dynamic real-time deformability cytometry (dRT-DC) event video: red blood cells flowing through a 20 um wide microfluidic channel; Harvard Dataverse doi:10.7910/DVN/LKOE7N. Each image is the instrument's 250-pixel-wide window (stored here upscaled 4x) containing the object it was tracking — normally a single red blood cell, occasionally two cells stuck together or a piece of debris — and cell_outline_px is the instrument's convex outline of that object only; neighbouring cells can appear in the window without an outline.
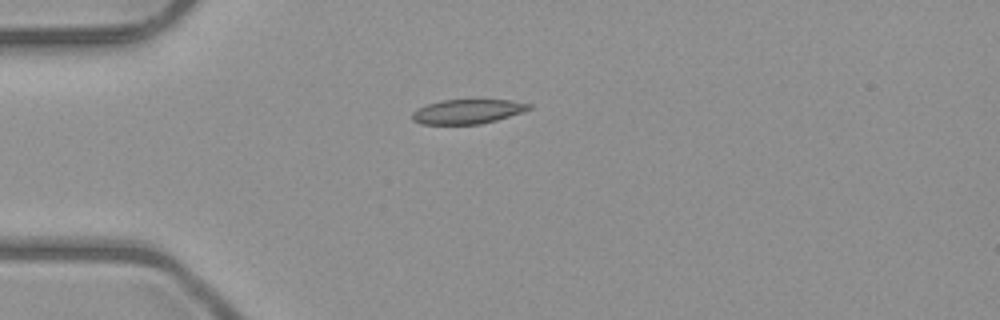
{"species": "common noctule bat (a hibernating species)", "species_latin": "Nyctalus noctula", "temperature_condition": "room temperature", "stored_images_in_passage": 5, "camera_frame_rate_fps": 3000, "um_per_image_px": 0.085, "animal": {"sex": "male", "body_mass_g": 23.1, "forearm_length_mm": 52.7}, "frame": {"image": 1, "passage_image": 2, "time_ms": 2.0, "image_size_px": [1000, 320], "cell_outline_px": [[532, 108], [524, 112], [496, 120], [480, 124], [420, 124], [412, 120], [412, 112], [428, 104], [444, 100], [508, 100], [532, 104]], "centroid_in_image_um": [39.77, 9.48], "position_along_channel_um": 45.2, "area_um2": 16.53}}
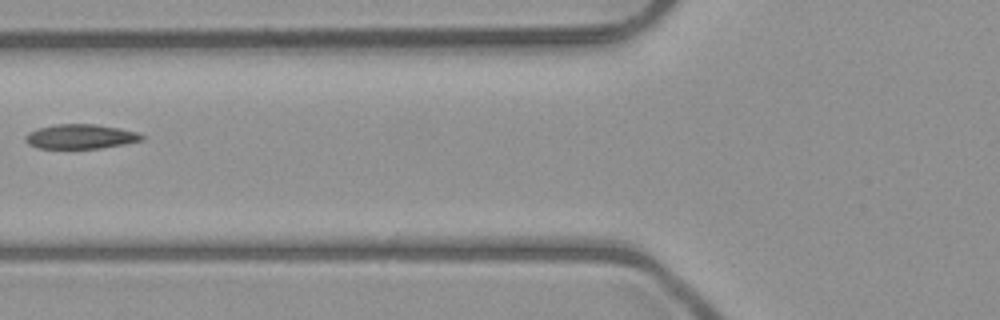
{"frame": {"image": 2, "passage_image": 4, "time_ms": 4.333, "image_size_px": [1000, 320], "cell_outline_px": [[144, 140], [124, 144], [100, 148], [40, 148], [28, 144], [24, 140], [24, 136], [28, 132], [36, 128], [56, 124], [96, 124], [120, 128], [136, 132], [144, 136]], "centroid_in_image_um": [6.82, 11.6], "position_along_channel_um": 119.0, "area_um2": 16.7}}
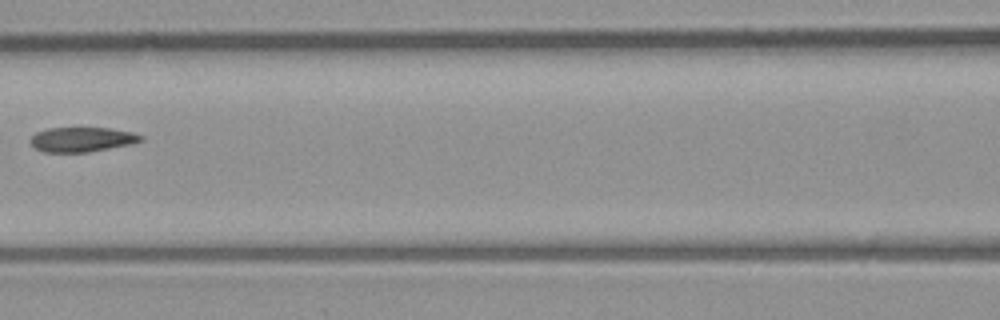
{"frame": {"image": 3, "passage_image": 5, "time_ms": 5.333, "image_size_px": [1000, 320], "cell_outline_px": [[144, 140], [132, 144], [88, 152], [44, 152], [36, 148], [28, 140], [36, 132], [48, 128], [108, 128], [132, 132], [144, 136]], "centroid_in_image_um": [6.98, 11.85], "position_along_channel_um": 159.6, "area_um2": 15.9}}